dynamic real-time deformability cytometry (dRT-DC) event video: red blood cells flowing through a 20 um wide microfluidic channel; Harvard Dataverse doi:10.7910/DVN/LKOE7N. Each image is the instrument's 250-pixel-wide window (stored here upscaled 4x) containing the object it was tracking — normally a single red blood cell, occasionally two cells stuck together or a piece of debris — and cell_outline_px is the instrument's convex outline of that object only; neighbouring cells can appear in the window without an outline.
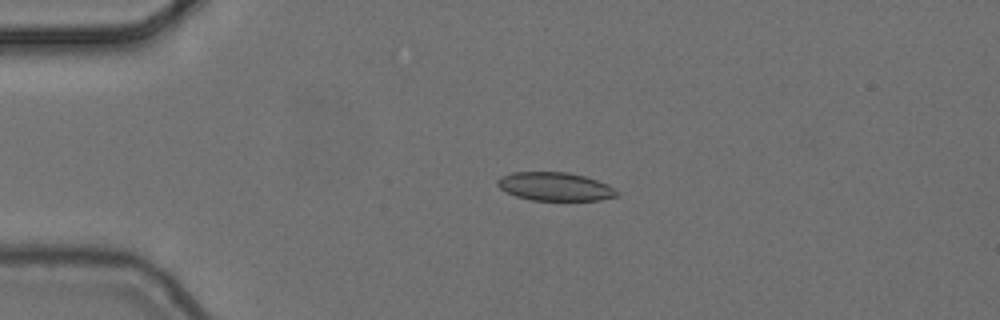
{"species": "common noctule bat (a hibernating species)", "species_latin": "Nyctalus noctula", "temperature_condition": "cold", "stored_images_in_passage": 5, "camera_frame_rate_fps": 3000, "um_per_image_px": 0.085, "animal": {"sex": "female", "body_mass_g": 24.6, "forearm_length_mm": 56.2}, "frame": {"image": 1, "passage_image": 4, "time_ms": 1.0, "image_size_px": [1000, 320], "cell_outline_px": [[620, 196], [600, 200], [532, 200], [516, 196], [500, 188], [496, 184], [496, 180], [500, 176], [512, 172], [568, 172], [584, 176], [608, 184], [620, 192]], "centroid_in_image_um": [47.2, 15.85], "position_along_channel_um": 37.8, "area_um2": 19.88}}
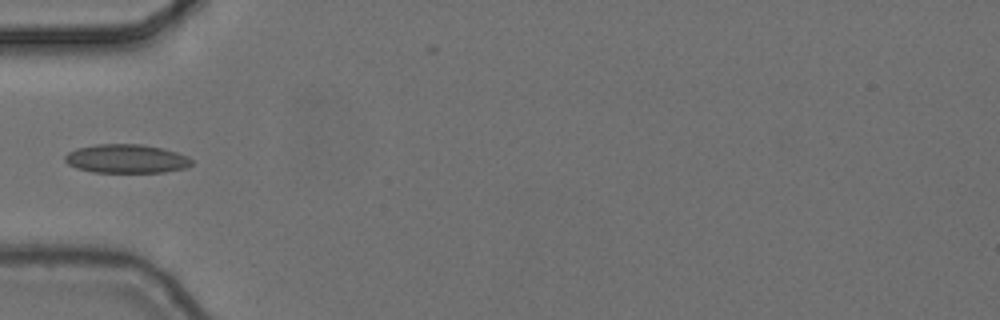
{"frame": {"image": 2, "passage_image": 5, "time_ms": 1.333, "image_size_px": [1000, 320], "cell_outline_px": [[192, 164], [184, 168], [164, 172], [92, 172], [76, 168], [68, 164], [64, 160], [64, 156], [68, 152], [76, 148], [96, 144], [140, 144], [164, 148], [188, 156], [192, 160]], "centroid_in_image_um": [10.72, 13.49], "position_along_channel_um": 74.3, "area_um2": 21.33}}